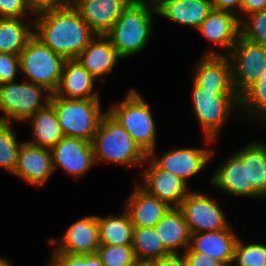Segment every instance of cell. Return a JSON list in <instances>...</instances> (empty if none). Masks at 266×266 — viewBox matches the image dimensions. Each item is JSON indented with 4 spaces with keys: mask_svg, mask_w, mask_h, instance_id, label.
Masks as SVG:
<instances>
[{
    "mask_svg": "<svg viewBox=\"0 0 266 266\" xmlns=\"http://www.w3.org/2000/svg\"><path fill=\"white\" fill-rule=\"evenodd\" d=\"M231 266H266V245L260 243L244 244L238 238Z\"/></svg>",
    "mask_w": 266,
    "mask_h": 266,
    "instance_id": "obj_33",
    "label": "cell"
},
{
    "mask_svg": "<svg viewBox=\"0 0 266 266\" xmlns=\"http://www.w3.org/2000/svg\"><path fill=\"white\" fill-rule=\"evenodd\" d=\"M155 230L170 253H182L190 245L191 231L180 208H170Z\"/></svg>",
    "mask_w": 266,
    "mask_h": 266,
    "instance_id": "obj_25",
    "label": "cell"
},
{
    "mask_svg": "<svg viewBox=\"0 0 266 266\" xmlns=\"http://www.w3.org/2000/svg\"><path fill=\"white\" fill-rule=\"evenodd\" d=\"M96 253L103 266H127L137 260L132 245L100 244Z\"/></svg>",
    "mask_w": 266,
    "mask_h": 266,
    "instance_id": "obj_34",
    "label": "cell"
},
{
    "mask_svg": "<svg viewBox=\"0 0 266 266\" xmlns=\"http://www.w3.org/2000/svg\"><path fill=\"white\" fill-rule=\"evenodd\" d=\"M97 81L77 59H66L55 94L67 99L100 98L99 92H93Z\"/></svg>",
    "mask_w": 266,
    "mask_h": 266,
    "instance_id": "obj_23",
    "label": "cell"
},
{
    "mask_svg": "<svg viewBox=\"0 0 266 266\" xmlns=\"http://www.w3.org/2000/svg\"><path fill=\"white\" fill-rule=\"evenodd\" d=\"M130 3H148L152 5H156L159 0H129Z\"/></svg>",
    "mask_w": 266,
    "mask_h": 266,
    "instance_id": "obj_44",
    "label": "cell"
},
{
    "mask_svg": "<svg viewBox=\"0 0 266 266\" xmlns=\"http://www.w3.org/2000/svg\"><path fill=\"white\" fill-rule=\"evenodd\" d=\"M56 251L71 255L96 253L100 246L97 215H86L72 223L62 238L49 239Z\"/></svg>",
    "mask_w": 266,
    "mask_h": 266,
    "instance_id": "obj_16",
    "label": "cell"
},
{
    "mask_svg": "<svg viewBox=\"0 0 266 266\" xmlns=\"http://www.w3.org/2000/svg\"><path fill=\"white\" fill-rule=\"evenodd\" d=\"M134 185L123 208L134 227H155L171 207L147 193L136 181Z\"/></svg>",
    "mask_w": 266,
    "mask_h": 266,
    "instance_id": "obj_22",
    "label": "cell"
},
{
    "mask_svg": "<svg viewBox=\"0 0 266 266\" xmlns=\"http://www.w3.org/2000/svg\"><path fill=\"white\" fill-rule=\"evenodd\" d=\"M11 125V122L0 120V167L13 174L24 141L18 142Z\"/></svg>",
    "mask_w": 266,
    "mask_h": 266,
    "instance_id": "obj_32",
    "label": "cell"
},
{
    "mask_svg": "<svg viewBox=\"0 0 266 266\" xmlns=\"http://www.w3.org/2000/svg\"><path fill=\"white\" fill-rule=\"evenodd\" d=\"M51 92L32 82L0 84L1 121L25 122L50 103ZM13 121V122H12Z\"/></svg>",
    "mask_w": 266,
    "mask_h": 266,
    "instance_id": "obj_7",
    "label": "cell"
},
{
    "mask_svg": "<svg viewBox=\"0 0 266 266\" xmlns=\"http://www.w3.org/2000/svg\"><path fill=\"white\" fill-rule=\"evenodd\" d=\"M146 163L148 166L145 168L144 165V171L140 174L142 179L137 181V183H141L138 185L171 208H179L182 200L191 192L188 183L182 178L160 169L148 156L145 160Z\"/></svg>",
    "mask_w": 266,
    "mask_h": 266,
    "instance_id": "obj_11",
    "label": "cell"
},
{
    "mask_svg": "<svg viewBox=\"0 0 266 266\" xmlns=\"http://www.w3.org/2000/svg\"><path fill=\"white\" fill-rule=\"evenodd\" d=\"M98 81L105 83L104 76L110 74L122 59L106 35H95L76 58Z\"/></svg>",
    "mask_w": 266,
    "mask_h": 266,
    "instance_id": "obj_19",
    "label": "cell"
},
{
    "mask_svg": "<svg viewBox=\"0 0 266 266\" xmlns=\"http://www.w3.org/2000/svg\"><path fill=\"white\" fill-rule=\"evenodd\" d=\"M192 85L194 117L203 130L205 144L211 145L232 112L239 109V96L235 90H209Z\"/></svg>",
    "mask_w": 266,
    "mask_h": 266,
    "instance_id": "obj_4",
    "label": "cell"
},
{
    "mask_svg": "<svg viewBox=\"0 0 266 266\" xmlns=\"http://www.w3.org/2000/svg\"><path fill=\"white\" fill-rule=\"evenodd\" d=\"M48 266H103V263L97 253L71 255L56 251L54 248Z\"/></svg>",
    "mask_w": 266,
    "mask_h": 266,
    "instance_id": "obj_36",
    "label": "cell"
},
{
    "mask_svg": "<svg viewBox=\"0 0 266 266\" xmlns=\"http://www.w3.org/2000/svg\"><path fill=\"white\" fill-rule=\"evenodd\" d=\"M266 10V0H243L241 4V20L248 14Z\"/></svg>",
    "mask_w": 266,
    "mask_h": 266,
    "instance_id": "obj_43",
    "label": "cell"
},
{
    "mask_svg": "<svg viewBox=\"0 0 266 266\" xmlns=\"http://www.w3.org/2000/svg\"><path fill=\"white\" fill-rule=\"evenodd\" d=\"M95 35L72 4L34 16V37L65 60L76 59Z\"/></svg>",
    "mask_w": 266,
    "mask_h": 266,
    "instance_id": "obj_1",
    "label": "cell"
},
{
    "mask_svg": "<svg viewBox=\"0 0 266 266\" xmlns=\"http://www.w3.org/2000/svg\"><path fill=\"white\" fill-rule=\"evenodd\" d=\"M179 208L184 214L191 234L217 231L230 225L218 202L207 194L192 190L182 200Z\"/></svg>",
    "mask_w": 266,
    "mask_h": 266,
    "instance_id": "obj_10",
    "label": "cell"
},
{
    "mask_svg": "<svg viewBox=\"0 0 266 266\" xmlns=\"http://www.w3.org/2000/svg\"><path fill=\"white\" fill-rule=\"evenodd\" d=\"M0 18V52L19 55L34 36V19Z\"/></svg>",
    "mask_w": 266,
    "mask_h": 266,
    "instance_id": "obj_27",
    "label": "cell"
},
{
    "mask_svg": "<svg viewBox=\"0 0 266 266\" xmlns=\"http://www.w3.org/2000/svg\"><path fill=\"white\" fill-rule=\"evenodd\" d=\"M0 266H13L9 260L0 257Z\"/></svg>",
    "mask_w": 266,
    "mask_h": 266,
    "instance_id": "obj_45",
    "label": "cell"
},
{
    "mask_svg": "<svg viewBox=\"0 0 266 266\" xmlns=\"http://www.w3.org/2000/svg\"><path fill=\"white\" fill-rule=\"evenodd\" d=\"M238 238L239 236L229 225L227 228L217 231L191 234L189 247L194 252L207 254L211 258L219 260L225 266H231Z\"/></svg>",
    "mask_w": 266,
    "mask_h": 266,
    "instance_id": "obj_20",
    "label": "cell"
},
{
    "mask_svg": "<svg viewBox=\"0 0 266 266\" xmlns=\"http://www.w3.org/2000/svg\"><path fill=\"white\" fill-rule=\"evenodd\" d=\"M129 3V0H72V5L96 35H105Z\"/></svg>",
    "mask_w": 266,
    "mask_h": 266,
    "instance_id": "obj_18",
    "label": "cell"
},
{
    "mask_svg": "<svg viewBox=\"0 0 266 266\" xmlns=\"http://www.w3.org/2000/svg\"><path fill=\"white\" fill-rule=\"evenodd\" d=\"M34 15L53 9H59L72 4V0H26Z\"/></svg>",
    "mask_w": 266,
    "mask_h": 266,
    "instance_id": "obj_40",
    "label": "cell"
},
{
    "mask_svg": "<svg viewBox=\"0 0 266 266\" xmlns=\"http://www.w3.org/2000/svg\"><path fill=\"white\" fill-rule=\"evenodd\" d=\"M156 6L148 3H129L111 29L105 34L124 59L147 47L153 36V15Z\"/></svg>",
    "mask_w": 266,
    "mask_h": 266,
    "instance_id": "obj_2",
    "label": "cell"
},
{
    "mask_svg": "<svg viewBox=\"0 0 266 266\" xmlns=\"http://www.w3.org/2000/svg\"><path fill=\"white\" fill-rule=\"evenodd\" d=\"M132 247L136 259L145 264L170 253L164 247L155 227H134Z\"/></svg>",
    "mask_w": 266,
    "mask_h": 266,
    "instance_id": "obj_29",
    "label": "cell"
},
{
    "mask_svg": "<svg viewBox=\"0 0 266 266\" xmlns=\"http://www.w3.org/2000/svg\"><path fill=\"white\" fill-rule=\"evenodd\" d=\"M227 56L231 61L234 90L240 97L266 72V47L240 35Z\"/></svg>",
    "mask_w": 266,
    "mask_h": 266,
    "instance_id": "obj_9",
    "label": "cell"
},
{
    "mask_svg": "<svg viewBox=\"0 0 266 266\" xmlns=\"http://www.w3.org/2000/svg\"><path fill=\"white\" fill-rule=\"evenodd\" d=\"M54 171L62 168L70 176H84L96 165L92 144L79 138L64 136L51 148Z\"/></svg>",
    "mask_w": 266,
    "mask_h": 266,
    "instance_id": "obj_14",
    "label": "cell"
},
{
    "mask_svg": "<svg viewBox=\"0 0 266 266\" xmlns=\"http://www.w3.org/2000/svg\"><path fill=\"white\" fill-rule=\"evenodd\" d=\"M241 36L266 47V10L246 15L240 21Z\"/></svg>",
    "mask_w": 266,
    "mask_h": 266,
    "instance_id": "obj_35",
    "label": "cell"
},
{
    "mask_svg": "<svg viewBox=\"0 0 266 266\" xmlns=\"http://www.w3.org/2000/svg\"><path fill=\"white\" fill-rule=\"evenodd\" d=\"M196 62L193 83L203 89L234 90L232 66L228 56L203 55Z\"/></svg>",
    "mask_w": 266,
    "mask_h": 266,
    "instance_id": "obj_21",
    "label": "cell"
},
{
    "mask_svg": "<svg viewBox=\"0 0 266 266\" xmlns=\"http://www.w3.org/2000/svg\"><path fill=\"white\" fill-rule=\"evenodd\" d=\"M243 0H211L212 9L226 11L236 15L241 21V4Z\"/></svg>",
    "mask_w": 266,
    "mask_h": 266,
    "instance_id": "obj_41",
    "label": "cell"
},
{
    "mask_svg": "<svg viewBox=\"0 0 266 266\" xmlns=\"http://www.w3.org/2000/svg\"><path fill=\"white\" fill-rule=\"evenodd\" d=\"M155 154V156H154ZM211 148L182 147L171 149L161 156H156L154 149L148 157L160 168L188 183V178L195 176L207 167L215 156Z\"/></svg>",
    "mask_w": 266,
    "mask_h": 266,
    "instance_id": "obj_12",
    "label": "cell"
},
{
    "mask_svg": "<svg viewBox=\"0 0 266 266\" xmlns=\"http://www.w3.org/2000/svg\"><path fill=\"white\" fill-rule=\"evenodd\" d=\"M122 215H108L106 217L97 215L100 244L110 245H132L134 226L125 209Z\"/></svg>",
    "mask_w": 266,
    "mask_h": 266,
    "instance_id": "obj_28",
    "label": "cell"
},
{
    "mask_svg": "<svg viewBox=\"0 0 266 266\" xmlns=\"http://www.w3.org/2000/svg\"><path fill=\"white\" fill-rule=\"evenodd\" d=\"M50 104L54 107L63 136L92 142L101 118V99H67L51 94Z\"/></svg>",
    "mask_w": 266,
    "mask_h": 266,
    "instance_id": "obj_6",
    "label": "cell"
},
{
    "mask_svg": "<svg viewBox=\"0 0 266 266\" xmlns=\"http://www.w3.org/2000/svg\"><path fill=\"white\" fill-rule=\"evenodd\" d=\"M127 266H147V264H145L139 260H136L134 263L127 265Z\"/></svg>",
    "mask_w": 266,
    "mask_h": 266,
    "instance_id": "obj_46",
    "label": "cell"
},
{
    "mask_svg": "<svg viewBox=\"0 0 266 266\" xmlns=\"http://www.w3.org/2000/svg\"><path fill=\"white\" fill-rule=\"evenodd\" d=\"M198 31L212 44L215 43L224 49V53H222L214 50V46H212L204 55L227 56L241 35L240 20L232 13L212 9L201 23Z\"/></svg>",
    "mask_w": 266,
    "mask_h": 266,
    "instance_id": "obj_15",
    "label": "cell"
},
{
    "mask_svg": "<svg viewBox=\"0 0 266 266\" xmlns=\"http://www.w3.org/2000/svg\"><path fill=\"white\" fill-rule=\"evenodd\" d=\"M34 19L26 0H0V18H28ZM32 16V17H30Z\"/></svg>",
    "mask_w": 266,
    "mask_h": 266,
    "instance_id": "obj_37",
    "label": "cell"
},
{
    "mask_svg": "<svg viewBox=\"0 0 266 266\" xmlns=\"http://www.w3.org/2000/svg\"><path fill=\"white\" fill-rule=\"evenodd\" d=\"M107 112L125 129L147 156L156 149V122L150 105L138 91L131 89L121 102L110 106Z\"/></svg>",
    "mask_w": 266,
    "mask_h": 266,
    "instance_id": "obj_5",
    "label": "cell"
},
{
    "mask_svg": "<svg viewBox=\"0 0 266 266\" xmlns=\"http://www.w3.org/2000/svg\"><path fill=\"white\" fill-rule=\"evenodd\" d=\"M239 110L247 119L266 125V72L239 97Z\"/></svg>",
    "mask_w": 266,
    "mask_h": 266,
    "instance_id": "obj_30",
    "label": "cell"
},
{
    "mask_svg": "<svg viewBox=\"0 0 266 266\" xmlns=\"http://www.w3.org/2000/svg\"><path fill=\"white\" fill-rule=\"evenodd\" d=\"M182 253L187 266H225L222 262L211 258L207 254L194 252L190 247Z\"/></svg>",
    "mask_w": 266,
    "mask_h": 266,
    "instance_id": "obj_39",
    "label": "cell"
},
{
    "mask_svg": "<svg viewBox=\"0 0 266 266\" xmlns=\"http://www.w3.org/2000/svg\"><path fill=\"white\" fill-rule=\"evenodd\" d=\"M247 174L248 185H253L261 199L266 198V143L247 144Z\"/></svg>",
    "mask_w": 266,
    "mask_h": 266,
    "instance_id": "obj_31",
    "label": "cell"
},
{
    "mask_svg": "<svg viewBox=\"0 0 266 266\" xmlns=\"http://www.w3.org/2000/svg\"><path fill=\"white\" fill-rule=\"evenodd\" d=\"M91 144L96 163H115L129 170L131 166H143L147 158L131 136L108 112L101 118Z\"/></svg>",
    "mask_w": 266,
    "mask_h": 266,
    "instance_id": "obj_3",
    "label": "cell"
},
{
    "mask_svg": "<svg viewBox=\"0 0 266 266\" xmlns=\"http://www.w3.org/2000/svg\"><path fill=\"white\" fill-rule=\"evenodd\" d=\"M54 173L50 148L24 141L19 149L17 165L12 175L32 186L44 185Z\"/></svg>",
    "mask_w": 266,
    "mask_h": 266,
    "instance_id": "obj_17",
    "label": "cell"
},
{
    "mask_svg": "<svg viewBox=\"0 0 266 266\" xmlns=\"http://www.w3.org/2000/svg\"><path fill=\"white\" fill-rule=\"evenodd\" d=\"M157 15L198 30L212 10L211 0H159Z\"/></svg>",
    "mask_w": 266,
    "mask_h": 266,
    "instance_id": "obj_24",
    "label": "cell"
},
{
    "mask_svg": "<svg viewBox=\"0 0 266 266\" xmlns=\"http://www.w3.org/2000/svg\"><path fill=\"white\" fill-rule=\"evenodd\" d=\"M211 177V184L229 196L250 197L261 199L254 191L253 185H248L247 145L228 157Z\"/></svg>",
    "mask_w": 266,
    "mask_h": 266,
    "instance_id": "obj_13",
    "label": "cell"
},
{
    "mask_svg": "<svg viewBox=\"0 0 266 266\" xmlns=\"http://www.w3.org/2000/svg\"><path fill=\"white\" fill-rule=\"evenodd\" d=\"M147 266H187L183 253H169L157 260L147 264Z\"/></svg>",
    "mask_w": 266,
    "mask_h": 266,
    "instance_id": "obj_42",
    "label": "cell"
},
{
    "mask_svg": "<svg viewBox=\"0 0 266 266\" xmlns=\"http://www.w3.org/2000/svg\"><path fill=\"white\" fill-rule=\"evenodd\" d=\"M25 122L31 127L32 139L26 142L40 147L52 148L64 136L60 129L57 113L49 103L45 108L37 111Z\"/></svg>",
    "mask_w": 266,
    "mask_h": 266,
    "instance_id": "obj_26",
    "label": "cell"
},
{
    "mask_svg": "<svg viewBox=\"0 0 266 266\" xmlns=\"http://www.w3.org/2000/svg\"><path fill=\"white\" fill-rule=\"evenodd\" d=\"M19 59L20 72L26 81L43 86L52 94L57 91L65 61L61 55L33 36L19 54Z\"/></svg>",
    "mask_w": 266,
    "mask_h": 266,
    "instance_id": "obj_8",
    "label": "cell"
},
{
    "mask_svg": "<svg viewBox=\"0 0 266 266\" xmlns=\"http://www.w3.org/2000/svg\"><path fill=\"white\" fill-rule=\"evenodd\" d=\"M20 72L19 55L0 52V84L14 82Z\"/></svg>",
    "mask_w": 266,
    "mask_h": 266,
    "instance_id": "obj_38",
    "label": "cell"
}]
</instances>
